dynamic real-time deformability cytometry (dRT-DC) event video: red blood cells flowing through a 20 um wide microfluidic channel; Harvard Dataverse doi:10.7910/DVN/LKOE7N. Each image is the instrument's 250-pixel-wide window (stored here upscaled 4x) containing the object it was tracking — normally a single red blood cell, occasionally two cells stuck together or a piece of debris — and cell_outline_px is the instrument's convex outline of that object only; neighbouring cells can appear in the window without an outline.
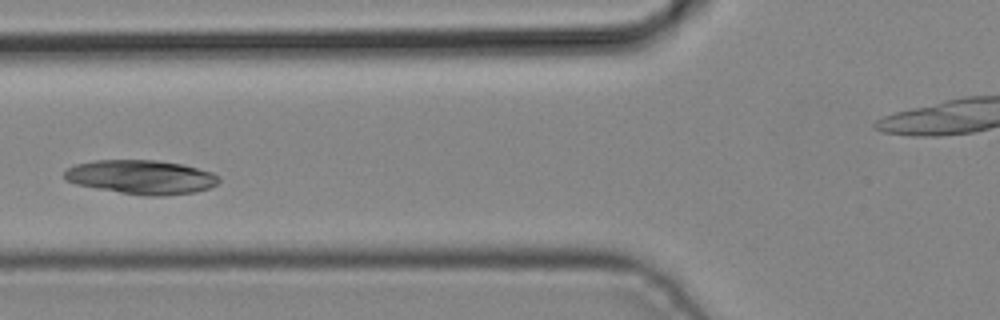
{"species": "common noctule bat (a hibernating species)", "species_latin": "Nyctalus noctula", "temperature_condition": "cold", "stored_images_in_passage": 3, "camera_frame_rate_fps": 3000, "um_per_image_px": 0.085, "animal": {"sex": "male", "body_mass_g": 19.2, "forearm_length_mm": 51.8}, "frame": {"image": 1, "passage_image": 3, "time_ms": 0.667, "image_size_px": [1000, 320], "cell_outline_px": [[220, 180], [216, 184], [208, 188], [196, 192], [164, 196], [148, 196], [120, 192], [96, 188], [76, 184], [64, 180], [64, 172], [68, 168], [76, 164], [96, 160], [156, 160], [184, 164], [212, 172], [220, 176]], "centroid_in_image_um": [12.03, 15.05], "position_along_channel_um": 113.8, "area_um2": 30.75}}